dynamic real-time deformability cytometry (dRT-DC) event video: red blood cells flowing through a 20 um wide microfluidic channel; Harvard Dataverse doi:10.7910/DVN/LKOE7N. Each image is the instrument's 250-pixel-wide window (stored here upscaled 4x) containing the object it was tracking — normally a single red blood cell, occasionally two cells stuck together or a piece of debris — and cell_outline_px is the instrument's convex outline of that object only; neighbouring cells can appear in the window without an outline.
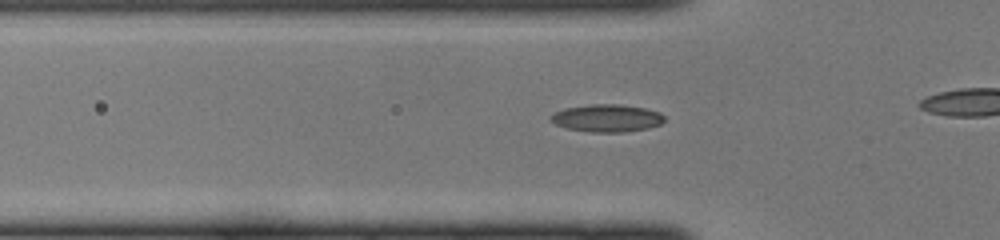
{"species": "common noctule bat (a hibernating species)", "species_latin": "Nyctalus noctula", "temperature_condition": "cold", "stored_images_in_passage": 36, "camera_frame_rate_fps": 3000, "um_per_image_px": 0.085, "animal": {"sex": "female", "body_mass_g": 22.0, "forearm_length_mm": 56.7}, "frame": {"image": 1, "passage_image": 15, "time_ms": 4.667, "image_size_px": [1000, 240], "cell_outline_px": [[664, 120], [660, 124], [648, 128], [624, 132], [592, 132], [568, 128], [556, 124], [548, 120], [556, 112], [564, 108], [592, 104], [620, 104], [644, 108], [660, 112], [664, 116]], "centroid_in_image_um": [51.6, 10.03], "position_along_channel_um": 74.2, "area_um2": 18.09}}
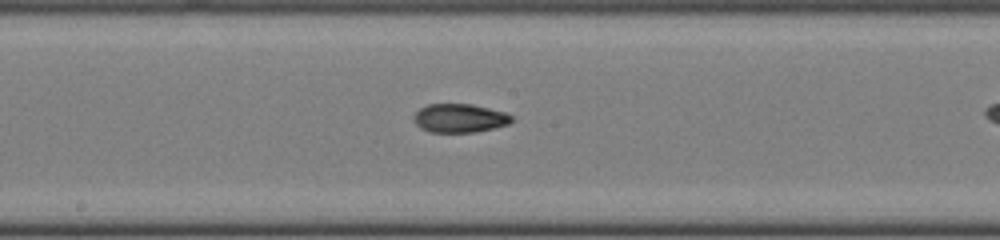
{"frame": {"image": 2, "passage_image": 24, "time_ms": 7.667, "image_size_px": [1000, 240], "cell_outline_px": [[512, 120], [508, 124], [476, 132], [432, 132], [420, 128], [416, 124], [412, 116], [420, 108], [428, 104], [472, 104], [504, 112], [512, 116]], "centroid_in_image_um": [39.03, 10.04], "position_along_channel_um": 209.2, "area_um2": 16.24}}
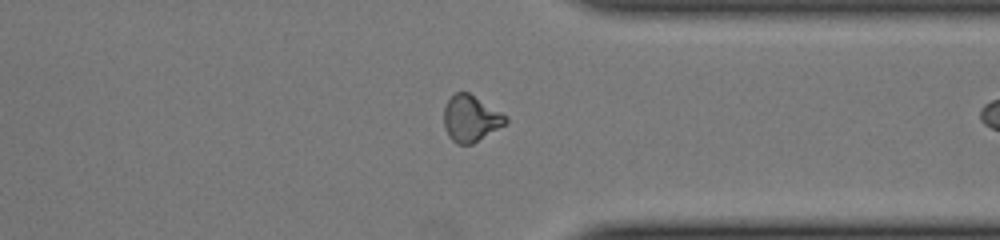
{"frame": {"image": 3, "passage_image": 35, "time_ms": 11.333, "image_size_px": [1000, 240], "cell_outline_px": [[508, 124], [472, 144], [456, 144], [448, 136], [444, 124], [444, 108], [448, 100], [456, 92], [468, 92], [500, 112], [508, 120]], "centroid_in_image_um": [40.01, 10.1], "position_along_channel_um": 371.4, "area_um2": 16.53}}